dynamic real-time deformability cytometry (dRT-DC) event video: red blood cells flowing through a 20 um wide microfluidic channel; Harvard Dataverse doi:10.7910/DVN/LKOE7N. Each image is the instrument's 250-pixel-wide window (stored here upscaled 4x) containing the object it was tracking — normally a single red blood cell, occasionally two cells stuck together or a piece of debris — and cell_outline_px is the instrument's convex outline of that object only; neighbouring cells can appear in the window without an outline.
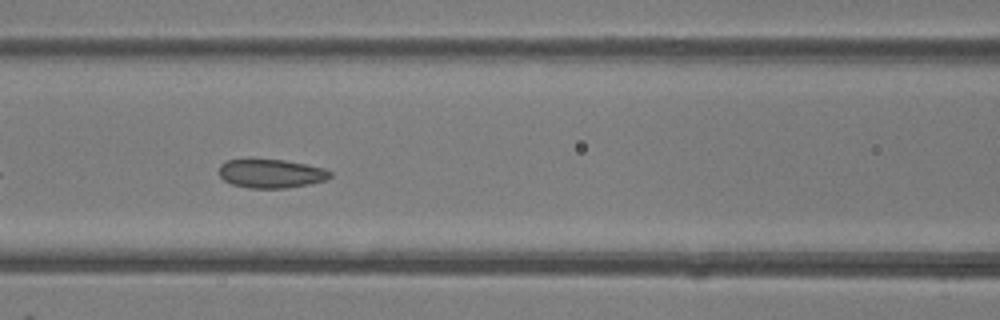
{"species": "common noctule bat (a hibernating species)", "species_latin": "Nyctalus noctula", "temperature_condition": "room temperature", "stored_images_in_passage": 27, "camera_frame_rate_fps": 3000, "um_per_image_px": 0.085, "animal": {"sex": "female"}, "frame": {"image": 1, "passage_image": 8, "time_ms": 2.333, "image_size_px": [1000, 320], "cell_outline_px": [[332, 176], [328, 180], [308, 184], [284, 188], [248, 188], [232, 184], [224, 180], [220, 176], [220, 164], [224, 160], [284, 160], [324, 168], [332, 172]], "centroid_in_image_um": [23.06, 14.76], "position_along_channel_um": 143.5, "area_um2": 18.5}}
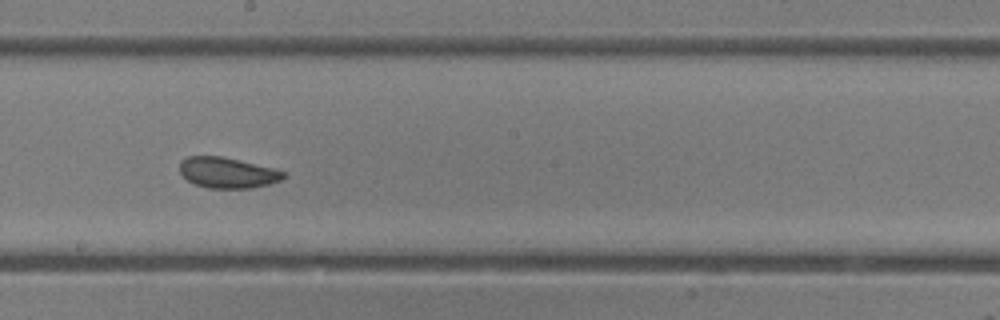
{"frame": {"image": 2, "passage_image": 14, "time_ms": 4.333, "image_size_px": [1000, 320], "cell_outline_px": [[284, 176], [280, 180], [268, 184], [252, 188], [208, 188], [196, 184], [188, 180], [180, 172], [180, 160], [188, 156], [224, 156], [272, 168], [284, 172]], "centroid_in_image_um": [19.3, 14.67], "position_along_channel_um": 228.9, "area_um2": 18.38}}
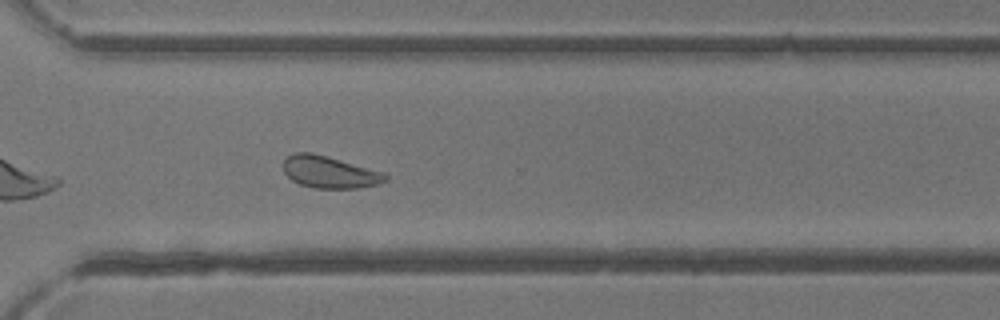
{"frame": {"image": 3, "passage_image": 22, "time_ms": 7.0, "image_size_px": [1000, 320], "cell_outline_px": [[388, 180], [380, 184], [360, 188], [312, 188], [300, 184], [292, 180], [284, 172], [284, 160], [288, 156], [296, 152], [312, 152], [328, 156], [384, 172], [388, 176]], "centroid_in_image_um": [28.04, 14.63], "position_along_channel_um": 342.6, "area_um2": 19.19}, "authors_computed_cell_mechanics": {"area_um2": 19.2474, "velocity_mm_per_s": 4.2736, "shape_relaxation_time_tau1_ms": 5.0289, "shape_relaxation_time_tau2_ms": 1.1689, "deformation_change_tau1": 0.092, "deformation_change_tau2": 0.0533}}